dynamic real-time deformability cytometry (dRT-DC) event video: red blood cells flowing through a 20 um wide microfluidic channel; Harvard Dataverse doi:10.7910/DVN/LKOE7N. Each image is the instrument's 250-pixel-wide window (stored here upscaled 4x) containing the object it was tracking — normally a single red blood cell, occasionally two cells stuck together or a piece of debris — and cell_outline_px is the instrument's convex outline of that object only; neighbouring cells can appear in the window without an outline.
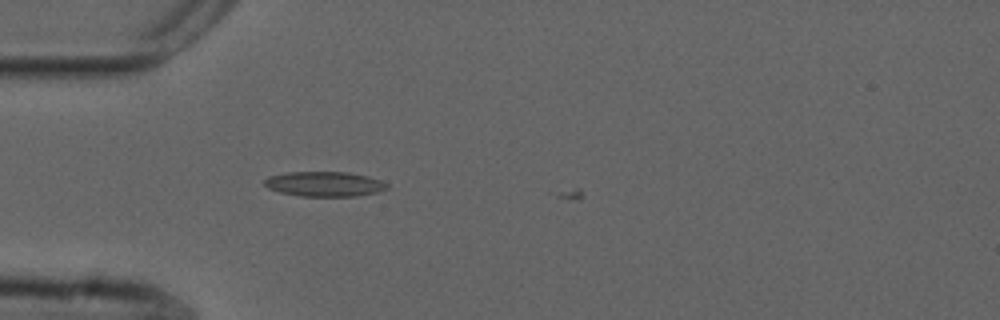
{"species": "common noctule bat (a hibernating species)", "species_latin": "Nyctalus noctula", "temperature_condition": "cold", "stored_images_in_passage": 2, "camera_frame_rate_fps": 3000, "um_per_image_px": 0.085, "animal": {"sex": "male", "forearm_length_mm": 52.5}, "frame": {"image": 1, "passage_image": 1, "time_ms": 0.0, "image_size_px": [1000, 320], "cell_outline_px": [[388, 188], [376, 192], [356, 196], [300, 196], [280, 192], [268, 188], [264, 184], [264, 180], [268, 176], [288, 172], [348, 172], [368, 176], [380, 180], [388, 184]], "centroid_in_image_um": [27.57, 15.63], "position_along_channel_um": 57.4, "area_um2": 17.74}}